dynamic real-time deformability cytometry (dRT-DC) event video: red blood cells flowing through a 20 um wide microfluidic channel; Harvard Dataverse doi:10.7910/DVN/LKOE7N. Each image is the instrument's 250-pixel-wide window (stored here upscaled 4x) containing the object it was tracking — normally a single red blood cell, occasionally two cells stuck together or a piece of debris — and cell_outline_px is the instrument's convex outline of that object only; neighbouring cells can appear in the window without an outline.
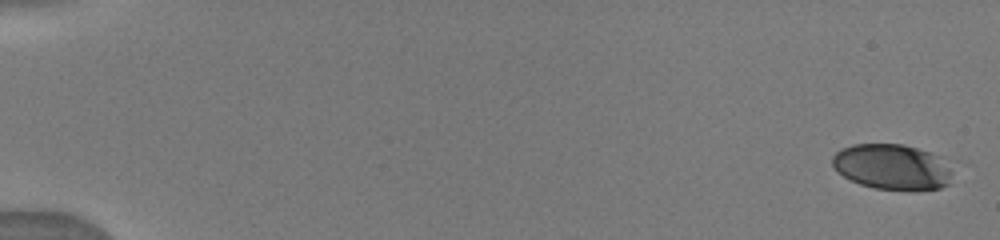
{"species": "human", "species_latin": "Homo sapiens", "temperature_condition": "warm", "stored_images_in_passage": 57, "camera_frame_rate_fps": 3000, "um_per_image_px": 0.085, "donor": {"sex": "male"}, "frame": {"image": 1, "passage_image": 1, "time_ms": 0.0, "image_size_px": [1000, 240], "cell_outline_px": [[952, 172], [948, 184], [940, 188], [876, 188], [860, 184], [844, 176], [832, 164], [832, 156], [840, 148], [852, 144], [904, 144], [940, 156], [948, 160], [952, 164]], "centroid_in_image_um": [75.85, 14.14], "position_along_channel_um": 9.1, "area_um2": 31.5}}
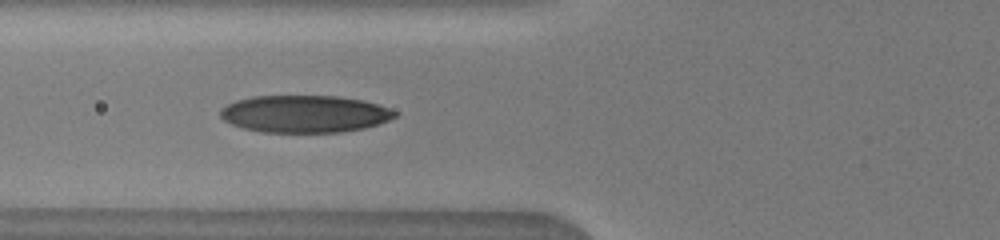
{"frame": {"image": 2, "passage_image": 17, "time_ms": 6.667, "image_size_px": [1000, 240], "cell_outline_px": [[396, 116], [388, 120], [364, 128], [340, 132], [260, 132], [244, 128], [232, 124], [224, 120], [220, 116], [220, 108], [236, 100], [252, 96], [336, 96], [364, 100], [388, 108], [396, 112]], "centroid_in_image_um": [25.86, 9.68], "position_along_channel_um": 99.9, "area_um2": 37.74}}
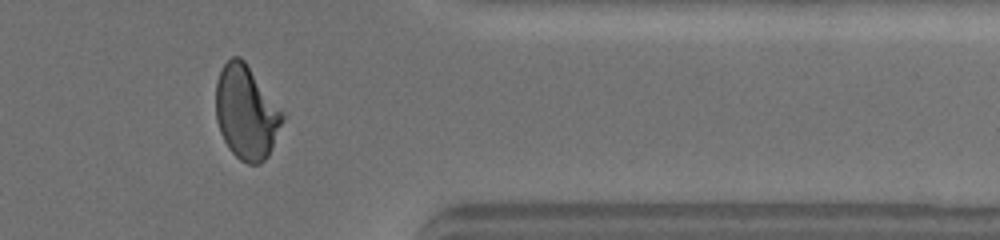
{"frame": {"image": 3, "passage_image": 41, "time_ms": 14.0, "image_size_px": [1000, 240], "cell_outline_px": [[284, 120], [268, 156], [260, 164], [248, 164], [240, 160], [228, 148], [220, 132], [216, 120], [216, 80], [224, 64], [232, 56], [240, 56], [244, 60], [284, 112]], "centroid_in_image_um": [20.93, 9.56], "position_along_channel_um": 390.5, "area_um2": 36.47}}